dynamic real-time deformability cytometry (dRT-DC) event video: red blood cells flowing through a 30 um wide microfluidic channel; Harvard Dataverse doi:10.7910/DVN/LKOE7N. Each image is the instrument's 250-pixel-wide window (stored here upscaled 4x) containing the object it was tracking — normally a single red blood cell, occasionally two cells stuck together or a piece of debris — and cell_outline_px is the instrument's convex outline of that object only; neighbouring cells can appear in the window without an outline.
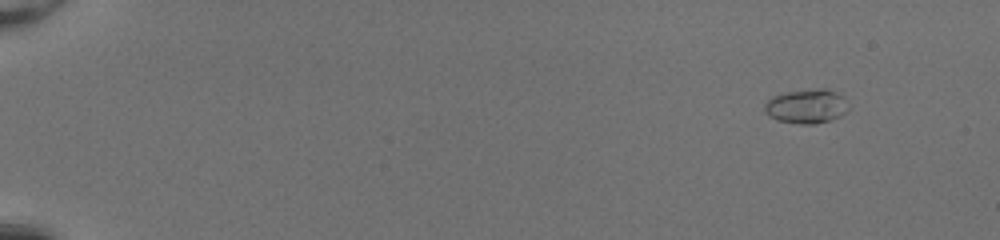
{"species": "common noctule bat (a hibernating species)", "species_latin": "Nyctalus noctula", "temperature_condition": "room temperature", "stored_images_in_passage": 48, "camera_frame_rate_fps": 3000, "um_per_image_px": 0.085, "animal": {"sex": "female", "body_mass_g": 20.0, "forearm_length_mm": 54.0}, "frame": {"image": 1, "passage_image": 1, "time_ms": 0.0, "image_size_px": [1000, 240], "cell_outline_px": [[848, 112], [832, 120], [816, 124], [800, 124], [776, 120], [768, 116], [764, 112], [764, 104], [772, 96], [784, 92], [816, 88], [824, 88], [836, 92], [844, 96], [848, 108]], "centroid_in_image_um": [68.55, 9.03], "position_along_channel_um": 16.5, "area_um2": 17.11}}
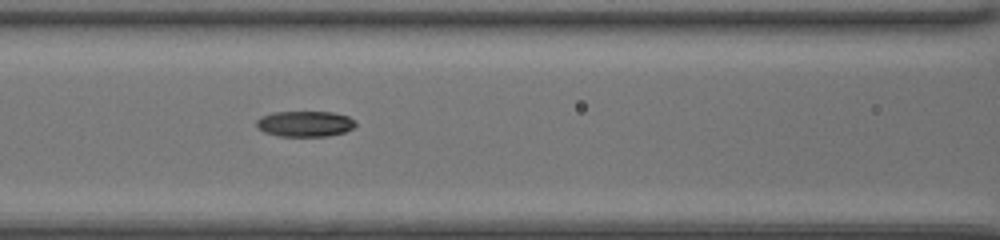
{"frame": {"image": 2, "passage_image": 22, "time_ms": 7.0, "image_size_px": [1000, 240], "cell_outline_px": [[356, 124], [352, 128], [344, 132], [328, 136], [280, 136], [264, 132], [256, 128], [256, 120], [260, 116], [272, 112], [332, 112], [348, 116], [356, 120]], "centroid_in_image_um": [25.89, 10.52], "position_along_channel_um": 140.7, "area_um2": 14.97}}
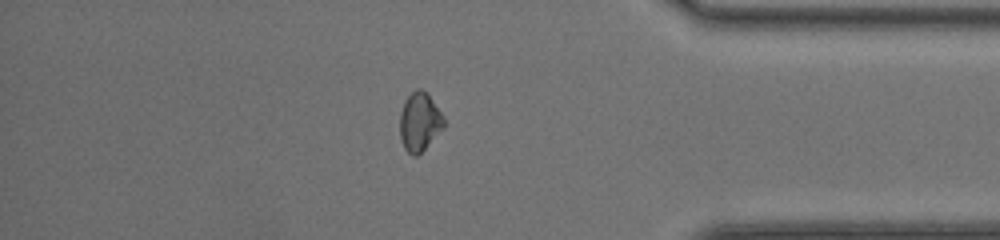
{"frame": {"image": 3, "passage_image": 42, "time_ms": 13.667, "image_size_px": [1000, 240], "cell_outline_px": [[444, 128], [416, 156], [412, 156], [404, 148], [400, 140], [400, 112], [404, 100], [416, 88], [420, 88], [428, 92], [444, 116]], "centroid_in_image_um": [35.66, 10.32], "position_along_channel_um": 399.5, "area_um2": 15.2}, "authors_computed_cell_mechanics": {"area_um2": 15.028, "velocity_mm_per_s": 4.1554, "shape_relaxation_time_tau1_ms": 5.0976, "shape_relaxation_time_tau2_ms": 7.2537, "deformation_change_tau1": 0.1357, "deformation_change_tau2": 0.105}}